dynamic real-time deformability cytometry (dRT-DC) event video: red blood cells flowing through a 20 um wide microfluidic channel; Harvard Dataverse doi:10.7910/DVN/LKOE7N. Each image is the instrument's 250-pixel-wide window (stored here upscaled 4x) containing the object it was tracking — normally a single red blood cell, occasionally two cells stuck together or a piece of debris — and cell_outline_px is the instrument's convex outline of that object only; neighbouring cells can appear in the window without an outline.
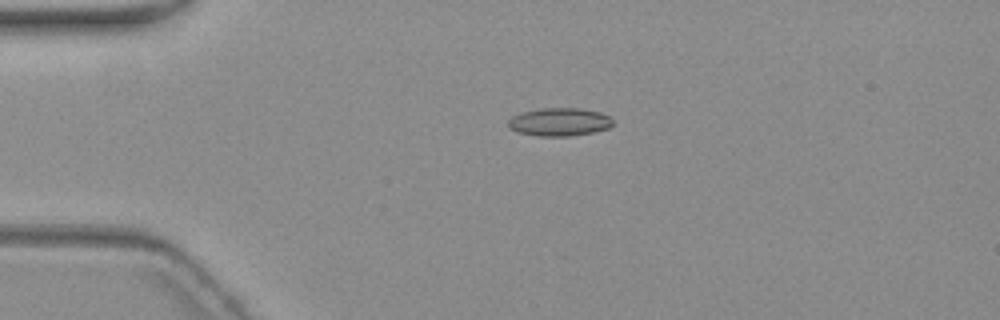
{"species": "common noctule bat (a hibernating species)", "species_latin": "Nyctalus noctula", "temperature_condition": "warm", "stored_images_in_passage": 5, "camera_frame_rate_fps": 3000, "um_per_image_px": 0.085, "animal": {"sex": "female", "body_mass_g": 19.3, "forearm_length_mm": 54.1}, "frame": {"image": 1, "passage_image": 4, "time_ms": 3.667, "image_size_px": [1000, 320], "cell_outline_px": [[612, 124], [608, 128], [592, 132], [572, 136], [536, 136], [516, 132], [508, 128], [508, 120], [512, 116], [520, 112], [540, 108], [580, 108], [600, 112], [608, 116], [612, 120]], "centroid_in_image_um": [47.49, 10.36], "position_along_channel_um": 37.5, "area_um2": 17.28}}